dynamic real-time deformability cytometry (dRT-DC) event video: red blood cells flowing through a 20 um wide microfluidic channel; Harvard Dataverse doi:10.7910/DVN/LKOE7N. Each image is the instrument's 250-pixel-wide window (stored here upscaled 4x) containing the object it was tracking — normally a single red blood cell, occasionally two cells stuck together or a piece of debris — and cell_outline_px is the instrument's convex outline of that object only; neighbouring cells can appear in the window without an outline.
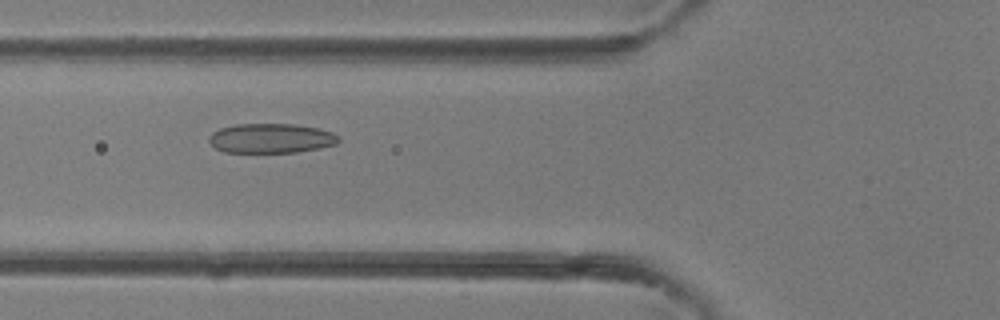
{"species": "common noctule bat (a hibernating species)", "species_latin": "Nyctalus noctula", "temperature_condition": "room temperature", "stored_images_in_passage": 34, "camera_frame_rate_fps": 3000, "um_per_image_px": 0.085, "animal": {"sex": "female"}, "frame": {"image": 1, "passage_image": 9, "time_ms": 2.667, "image_size_px": [1000, 320], "cell_outline_px": [[340, 140], [336, 144], [320, 148], [296, 152], [224, 152], [216, 148], [208, 140], [208, 136], [212, 132], [220, 128], [236, 124], [296, 124], [320, 128], [332, 132], [340, 136]], "centroid_in_image_um": [23.06, 11.75], "position_along_channel_um": 102.7, "area_um2": 22.48}}
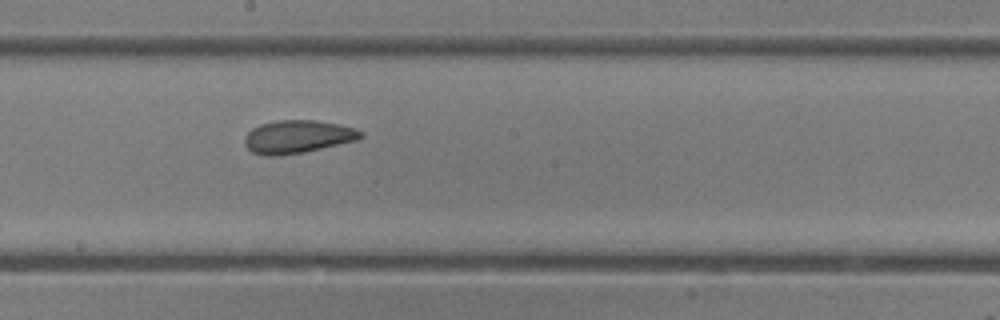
{"frame": {"image": 2, "passage_image": 16, "time_ms": 5.0, "image_size_px": [1000, 320], "cell_outline_px": [[364, 136], [360, 140], [304, 152], [280, 156], [264, 156], [252, 152], [244, 144], [244, 136], [252, 128], [260, 124], [276, 120], [316, 120], [356, 128], [364, 132]], "centroid_in_image_um": [25.31, 11.63], "position_along_channel_um": 222.9, "area_um2": 22.66}}
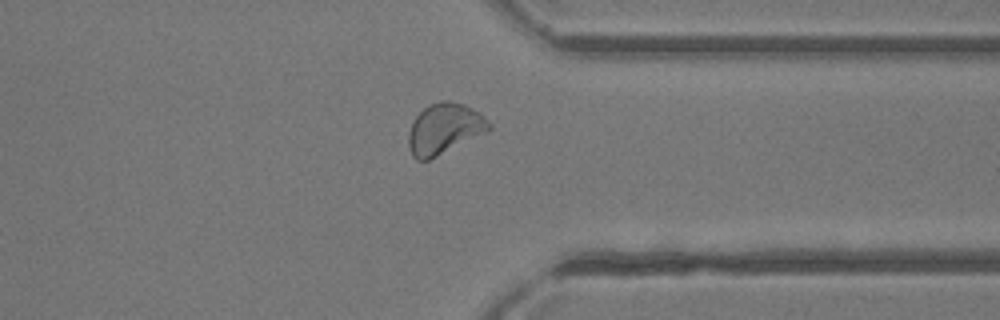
{"frame": {"image": 3, "passage_image": 25, "time_ms": 8.0, "image_size_px": [1000, 320], "cell_outline_px": [[492, 128], [488, 132], [428, 160], [416, 160], [412, 156], [408, 148], [408, 132], [412, 120], [424, 108], [440, 100], [452, 100], [464, 104], [480, 112], [492, 124]], "centroid_in_image_um": [37.78, 10.94], "position_along_channel_um": 373.6, "area_um2": 24.1}}